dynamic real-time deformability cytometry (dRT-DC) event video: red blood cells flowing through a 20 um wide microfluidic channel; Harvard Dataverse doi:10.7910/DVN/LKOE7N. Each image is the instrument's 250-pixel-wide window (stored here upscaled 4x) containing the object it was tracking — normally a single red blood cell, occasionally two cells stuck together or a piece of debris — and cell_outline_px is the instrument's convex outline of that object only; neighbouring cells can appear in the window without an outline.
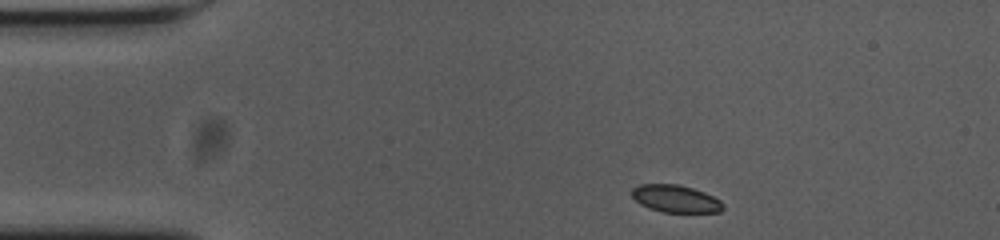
{"species": "common noctule bat (a hibernating species)", "species_latin": "Nyctalus noctula", "temperature_condition": "cold", "stored_images_in_passage": 47, "camera_frame_rate_fps": 3000, "um_per_image_px": 0.085, "animal": {"sex": "female", "body_mass_g": 23.0, "forearm_length_mm": 53.4}, "frame": {"image": 1, "passage_image": 1, "time_ms": 0.0, "image_size_px": [1000, 240], "cell_outline_px": [[724, 208], [720, 212], [664, 212], [648, 208], [640, 204], [632, 196], [632, 188], [640, 184], [676, 184], [692, 188], [704, 192], [720, 200], [724, 204]], "centroid_in_image_um": [57.43, 16.89], "position_along_channel_um": 27.6, "area_um2": 14.51}}
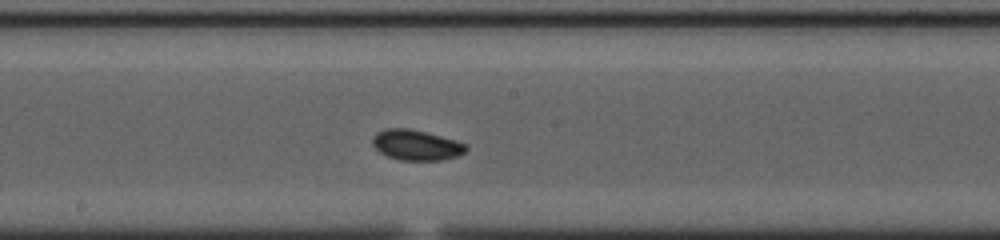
{"frame": {"image": 2, "passage_image": 21, "time_ms": 6.667, "image_size_px": [1000, 240], "cell_outline_px": [[468, 148], [464, 152], [456, 156], [440, 160], [400, 160], [388, 156], [380, 152], [372, 144], [372, 140], [380, 132], [388, 128], [408, 128], [456, 140], [468, 144]], "centroid_in_image_um": [35.42, 12.33], "position_along_channel_um": 212.8, "area_um2": 16.24}}
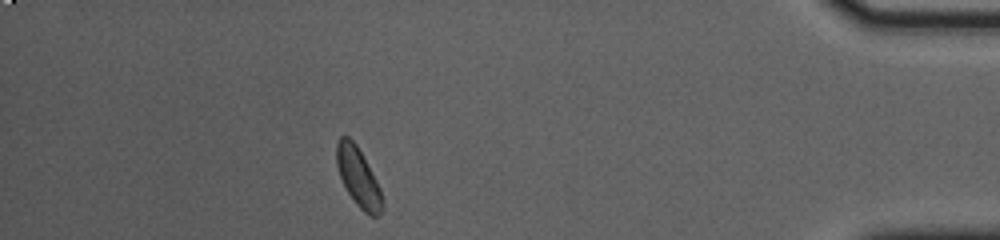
{"frame": {"image": 3, "passage_image": 41, "time_ms": 13.333, "image_size_px": [1000, 240], "cell_outline_px": [[384, 204], [380, 216], [368, 216], [356, 204], [348, 192], [340, 176], [336, 164], [336, 144], [340, 136], [348, 136], [356, 144], [376, 180], [380, 188]], "centroid_in_image_um": [30.46, 15.08], "position_along_channel_um": 404.7, "area_um2": 15.61}, "authors_computed_cell_mechanics": {"area_um2": 15.7794, "velocity_mm_per_s": 3.6502, "shape_relaxation_time_tau1_ms": 8.2784, "shape_relaxation_time_tau2_ms": null, "deformation_change_tau1": 0.1309, "deformation_change_tau2": null}}